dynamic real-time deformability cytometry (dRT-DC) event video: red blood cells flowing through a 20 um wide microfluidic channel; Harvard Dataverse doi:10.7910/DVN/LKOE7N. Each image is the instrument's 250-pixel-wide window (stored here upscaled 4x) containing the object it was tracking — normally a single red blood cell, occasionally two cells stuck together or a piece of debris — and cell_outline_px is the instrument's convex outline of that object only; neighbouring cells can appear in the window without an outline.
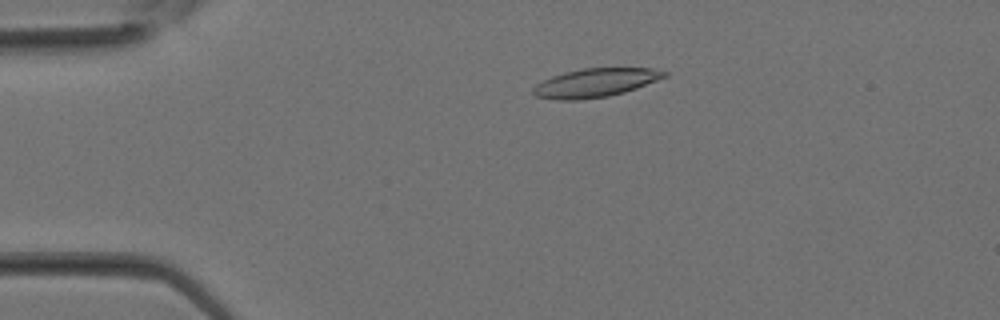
{"species": "Egyptian fruit bat (a non-hibernating species)", "species_latin": "Rousettus aegyptiacus", "temperature_condition": "room temperature", "stored_images_in_passage": 33, "camera_frame_rate_fps": 3000, "um_per_image_px": 0.085, "animal": {"sex": "female"}, "frame": {"image": 1, "passage_image": 7, "time_ms": 2.0, "image_size_px": [1000, 320], "cell_outline_px": [[668, 76], [636, 88], [624, 92], [608, 96], [576, 100], [556, 100], [536, 96], [532, 92], [532, 88], [536, 84], [552, 76], [564, 72], [584, 68], [652, 68], [668, 72]], "centroid_in_image_um": [50.6, 7.03], "position_along_channel_um": 34.4, "area_um2": 21.85}}
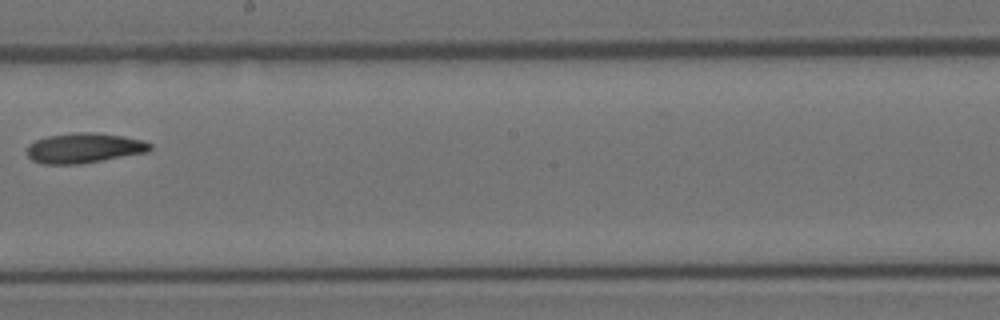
{"frame": {"image": 2, "passage_image": 19, "time_ms": 6.0, "image_size_px": [1000, 320], "cell_outline_px": [[152, 148], [148, 152], [80, 164], [40, 164], [32, 160], [28, 156], [28, 144], [36, 140], [48, 136], [76, 132], [92, 132], [120, 136], [144, 140], [152, 144]], "centroid_in_image_um": [7.15, 12.59], "position_along_channel_um": 241.1, "area_um2": 21.5}}
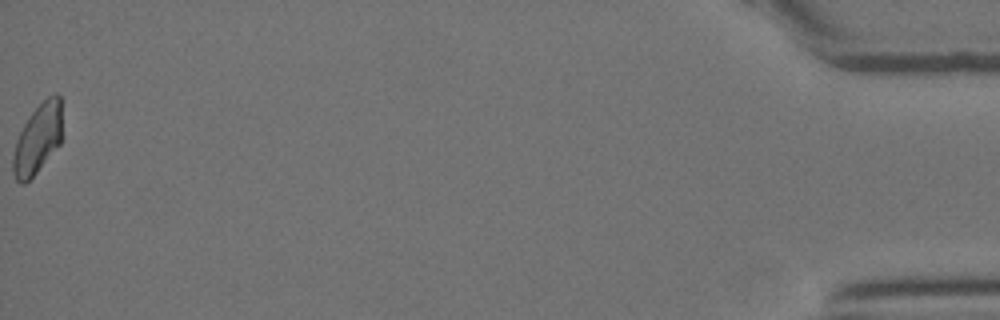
{"frame": {"image": 3, "passage_image": 33, "time_ms": 10.667, "image_size_px": [1000, 320], "cell_outline_px": [[64, 136], [60, 144], [36, 172], [24, 184], [20, 184], [16, 180], [12, 172], [12, 156], [16, 140], [24, 124], [32, 112], [48, 96], [56, 92], [60, 96]], "centroid_in_image_um": [3.24, 11.79], "position_along_channel_um": 432.0, "area_um2": 20.29}}